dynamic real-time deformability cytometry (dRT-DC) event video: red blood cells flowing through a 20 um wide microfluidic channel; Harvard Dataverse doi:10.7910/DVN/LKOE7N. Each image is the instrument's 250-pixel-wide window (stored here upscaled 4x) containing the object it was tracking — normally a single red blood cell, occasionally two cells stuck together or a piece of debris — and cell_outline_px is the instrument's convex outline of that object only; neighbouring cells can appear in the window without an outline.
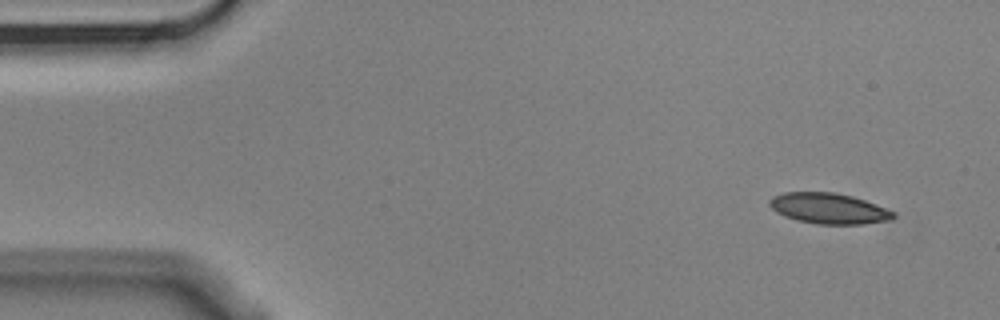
{"species": "Egyptian fruit bat (a non-hibernating species)", "species_latin": "Rousettus aegyptiacus", "temperature_condition": "cold", "stored_images_in_passage": 4, "camera_frame_rate_fps": 3000, "um_per_image_px": 0.085, "animal": {"sex": "male"}, "frame": {"image": 1, "passage_image": 1, "time_ms": 0.0, "image_size_px": [1000, 320], "cell_outline_px": [[896, 216], [892, 220], [864, 224], [816, 224], [796, 220], [784, 216], [776, 212], [768, 204], [768, 200], [772, 196], [784, 192], [836, 192], [852, 196], [876, 204], [896, 212]], "centroid_in_image_um": [70.45, 17.72], "position_along_channel_um": 14.6, "area_um2": 22.43}}